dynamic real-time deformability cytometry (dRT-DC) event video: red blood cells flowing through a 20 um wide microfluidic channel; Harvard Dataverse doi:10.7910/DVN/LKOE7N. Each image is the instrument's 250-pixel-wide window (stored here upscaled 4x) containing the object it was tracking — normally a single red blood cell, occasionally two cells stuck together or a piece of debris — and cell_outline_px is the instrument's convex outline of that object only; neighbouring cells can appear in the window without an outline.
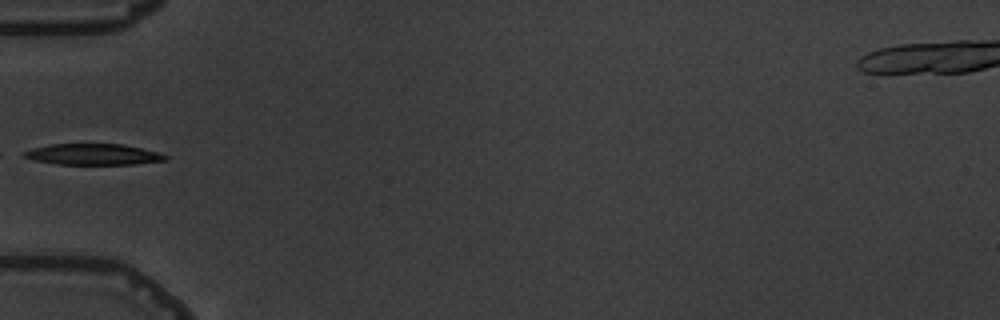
{"species": "common noctule bat (a hibernating species)", "species_latin": "Nyctalus noctula", "temperature_condition": "warm", "stored_images_in_passage": 7, "segment_of_instrument_passage": [2, 2], "camera_frame_rate_fps": 3000, "um_per_image_px": 0.085, "animal": {"sex": "male", "body_mass_g": 19.5, "forearm_length_mm": 54.6}, "frame": {"image": 1, "passage_image": 6, "time_ms": 6.0, "image_size_px": [1000, 320], "cell_outline_px": [[168, 160], [132, 164], [56, 164], [36, 160], [24, 156], [24, 152], [32, 148], [48, 144], [124, 144], [156, 152], [168, 156]], "centroid_in_image_um": [7.93, 13.11], "position_along_channel_um": 77.1, "area_um2": 17.11}}